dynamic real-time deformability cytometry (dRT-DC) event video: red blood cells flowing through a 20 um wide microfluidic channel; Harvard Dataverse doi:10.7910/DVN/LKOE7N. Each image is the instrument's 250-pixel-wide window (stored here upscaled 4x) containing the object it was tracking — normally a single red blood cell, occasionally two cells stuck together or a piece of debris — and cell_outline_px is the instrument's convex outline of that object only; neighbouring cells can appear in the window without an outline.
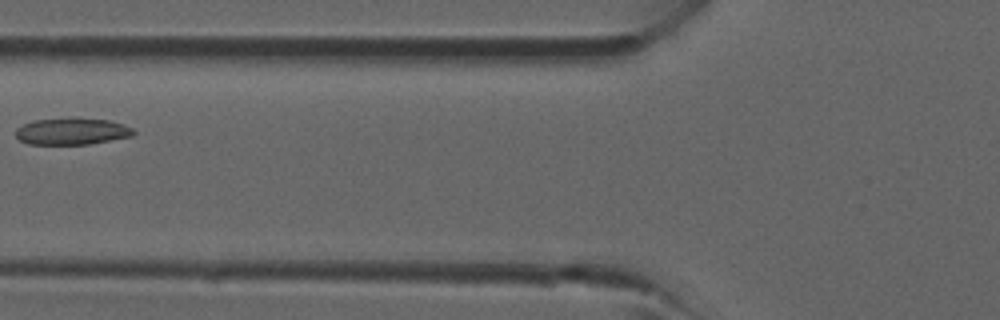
{"species": "common noctule bat (a hibernating species)", "species_latin": "Nyctalus noctula", "temperature_condition": "room temperature", "stored_images_in_passage": 5, "camera_frame_rate_fps": 3000, "um_per_image_px": 0.085, "animal": {"sex": "male", "forearm_length_mm": 52.5}, "frame": {"image": 1, "passage_image": 3, "time_ms": 2.667, "image_size_px": [1000, 320], "cell_outline_px": [[136, 132], [132, 136], [88, 144], [28, 144], [20, 140], [16, 136], [16, 128], [24, 124], [36, 120], [72, 116], [108, 120], [124, 124], [132, 128]], "centroid_in_image_um": [6.12, 11.14], "position_along_channel_um": 119.7, "area_um2": 18.61}}